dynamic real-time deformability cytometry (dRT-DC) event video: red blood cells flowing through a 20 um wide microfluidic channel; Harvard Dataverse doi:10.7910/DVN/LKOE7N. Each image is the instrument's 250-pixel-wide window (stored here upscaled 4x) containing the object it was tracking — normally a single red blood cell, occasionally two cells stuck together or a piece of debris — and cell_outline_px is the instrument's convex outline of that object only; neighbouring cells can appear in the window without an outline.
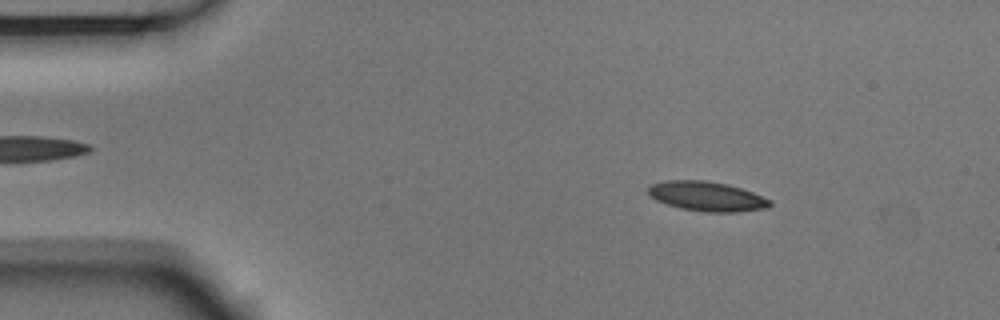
{"species": "Egyptian fruit bat (a non-hibernating species)", "species_latin": "Rousettus aegyptiacus", "temperature_condition": "room temperature", "stored_images_in_passage": 53, "camera_frame_rate_fps": 3000, "um_per_image_px": 0.085, "animal": {"sex": "male"}, "frame": {"image": 1, "passage_image": 7, "time_ms": 2.0, "image_size_px": [1000, 320], "cell_outline_px": [[772, 204], [768, 208], [736, 212], [704, 212], [680, 208], [656, 200], [648, 192], [648, 188], [652, 184], [664, 180], [704, 180], [728, 184], [752, 192], [772, 200]], "centroid_in_image_um": [60.11, 16.69], "position_along_channel_um": 24.9, "area_um2": 20.98}}
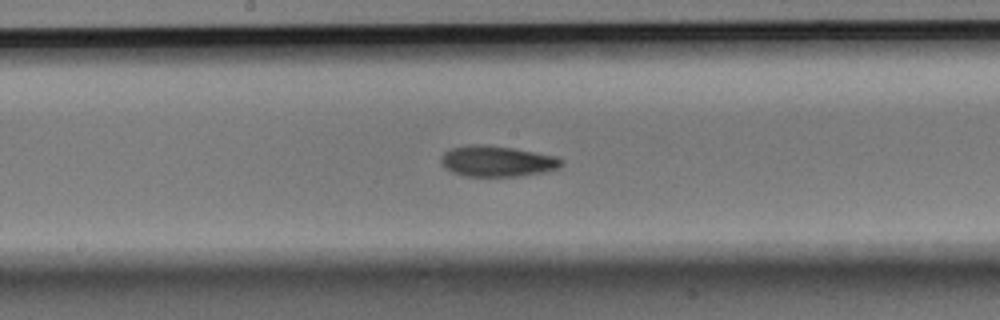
{"frame": {"image": 2, "passage_image": 27, "time_ms": 8.667, "image_size_px": [1000, 320], "cell_outline_px": [[564, 164], [560, 168], [544, 172], [520, 176], [464, 176], [452, 172], [440, 160], [444, 152], [452, 148], [468, 144], [488, 144], [512, 148], [556, 156], [564, 160]], "centroid_in_image_um": [42.3, 13.7], "position_along_channel_um": 205.9, "area_um2": 21.68}}
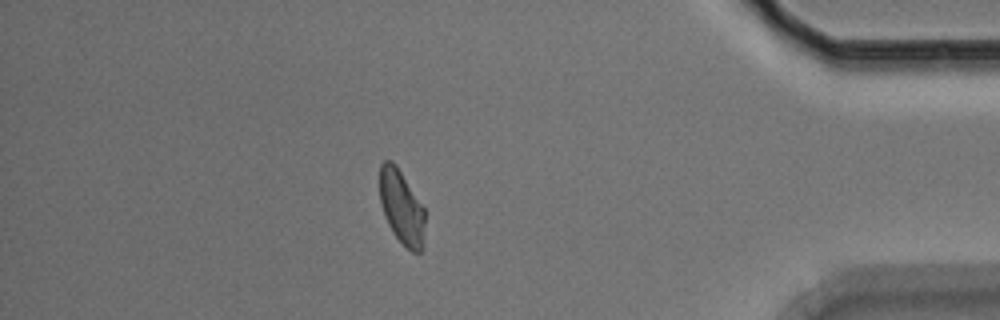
{"frame": {"image": 3, "passage_image": 46, "time_ms": 15.0, "image_size_px": [1000, 320], "cell_outline_px": [[424, 248], [420, 252], [412, 252], [392, 232], [384, 216], [380, 204], [380, 164], [384, 160], [392, 160], [396, 164], [424, 208]], "centroid_in_image_um": [34.13, 17.6], "position_along_channel_um": 401.1, "area_um2": 19.54}, "authors_computed_cell_mechanics": {"area_um2": 20.8658, "velocity_mm_per_s": 3.7009, "shape_relaxation_time_tau1_ms": 8.9054, "shape_relaxation_time_tau2_ms": 5.2852, "deformation_change_tau1": 0.1647, "deformation_change_tau2": 0.1043}}